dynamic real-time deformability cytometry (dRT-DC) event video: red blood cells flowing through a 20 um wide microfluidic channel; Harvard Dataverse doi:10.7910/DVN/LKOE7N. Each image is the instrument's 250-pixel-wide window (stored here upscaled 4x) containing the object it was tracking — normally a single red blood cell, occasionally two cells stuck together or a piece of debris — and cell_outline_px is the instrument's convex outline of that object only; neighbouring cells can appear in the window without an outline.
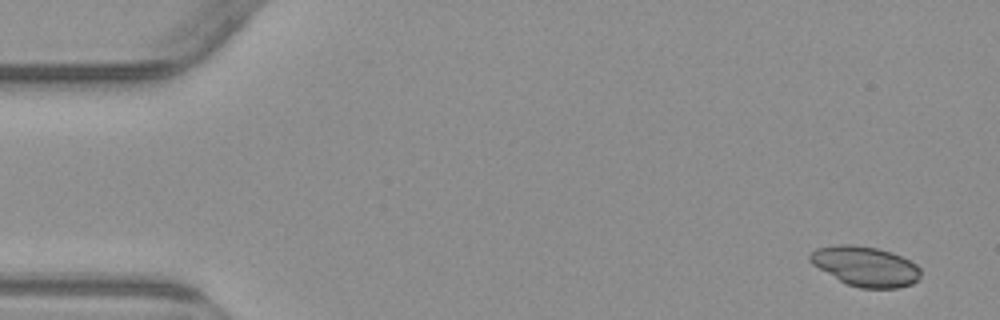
{"species": "common noctule bat (a hibernating species)", "species_latin": "Nyctalus noctula", "temperature_condition": "warm", "stored_images_in_passage": 5, "camera_frame_rate_fps": 3000, "um_per_image_px": 0.085, "animal": {"sex": "male", "body_mass_g": 23.1, "forearm_length_mm": 52.7}, "frame": {"image": 1, "passage_image": 1, "time_ms": 0.0, "image_size_px": [1000, 320], "cell_outline_px": [[920, 276], [912, 284], [896, 288], [860, 288], [848, 284], [840, 280], [812, 264], [808, 260], [808, 256], [816, 248], [840, 244], [848, 244], [876, 248], [892, 252], [916, 264], [920, 268]], "centroid_in_image_um": [73.55, 22.63], "position_along_channel_um": 11.4, "area_um2": 25.43}}
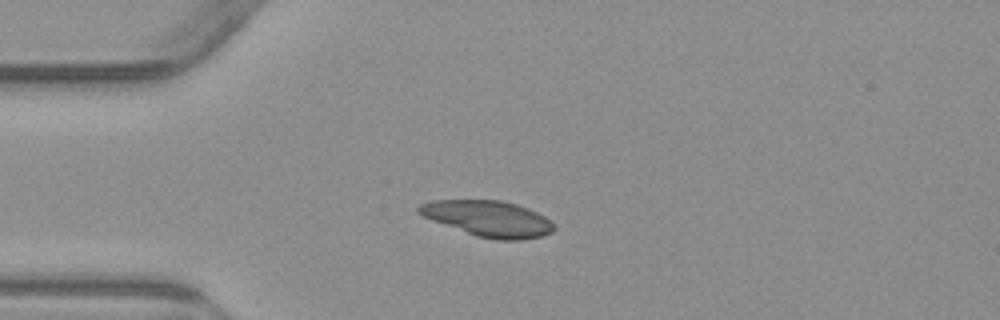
{"frame": {"image": 2, "passage_image": 3, "time_ms": 3.667, "image_size_px": [1000, 320], "cell_outline_px": [[556, 228], [552, 232], [540, 236], [524, 240], [496, 240], [476, 236], [432, 220], [416, 212], [416, 208], [420, 204], [432, 200], [504, 200], [528, 208], [552, 220], [556, 224]], "centroid_in_image_um": [41.53, 18.58], "position_along_channel_um": 43.5, "area_um2": 28.44}}